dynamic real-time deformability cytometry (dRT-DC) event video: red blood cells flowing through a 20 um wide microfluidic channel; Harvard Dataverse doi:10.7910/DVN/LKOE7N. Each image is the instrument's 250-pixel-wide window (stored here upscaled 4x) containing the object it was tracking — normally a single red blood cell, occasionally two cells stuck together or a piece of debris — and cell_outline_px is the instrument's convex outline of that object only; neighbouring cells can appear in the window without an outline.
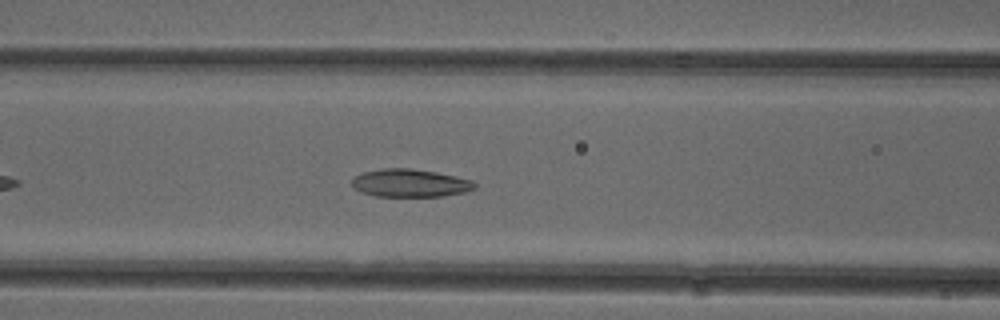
{"species": "common noctule bat (a hibernating species)", "species_latin": "Nyctalus noctula", "temperature_condition": "cold", "stored_images_in_passage": 33, "camera_frame_rate_fps": 3000, "um_per_image_px": 0.085, "animal": {"sex": "female"}, "frame": {"image": 1, "passage_image": 10, "time_ms": 3.0, "image_size_px": [1000, 320], "cell_outline_px": [[476, 188], [464, 192], [440, 196], [376, 196], [360, 192], [352, 184], [352, 180], [356, 176], [364, 172], [384, 168], [412, 168], [436, 172], [472, 180], [476, 184]], "centroid_in_image_um": [34.87, 15.56], "position_along_channel_um": 131.7, "area_um2": 19.77}}
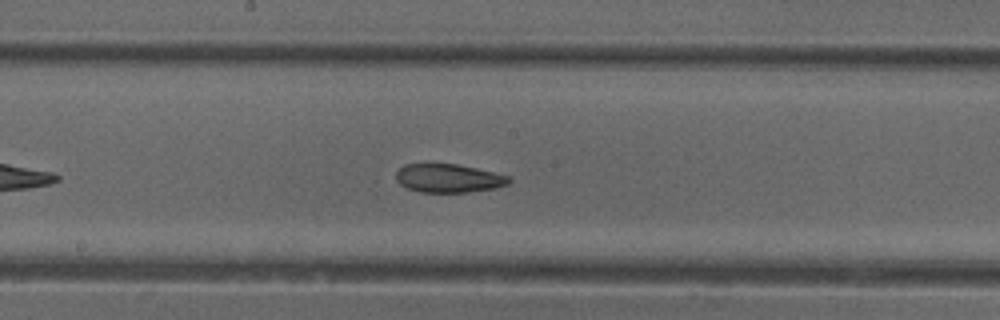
{"frame": {"image": 2, "passage_image": 16, "time_ms": 5.0, "image_size_px": [1000, 320], "cell_outline_px": [[512, 180], [508, 184], [496, 188], [468, 192], [420, 192], [408, 188], [400, 184], [396, 180], [396, 172], [404, 164], [456, 164], [476, 168], [508, 176]], "centroid_in_image_um": [38.12, 15.15], "position_along_channel_um": 210.1, "area_um2": 18.67}}
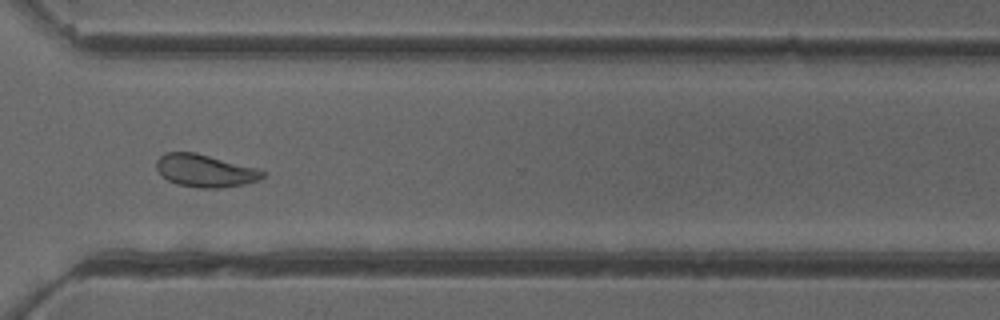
{"frame": {"image": 3, "passage_image": 27, "time_ms": 8.667, "image_size_px": [1000, 320], "cell_outline_px": [[264, 176], [256, 180], [244, 184], [220, 188], [200, 188], [176, 184], [168, 180], [156, 168], [156, 160], [164, 152], [196, 152], [260, 168], [264, 172]], "centroid_in_image_um": [17.44, 14.49], "position_along_channel_um": 353.2, "area_um2": 20.29}, "authors_computed_cell_mechanics": {"area_um2": 19.9988, "velocity_mm_per_s": 3.9095, "shape_relaxation_time_tau1_ms": null, "shape_relaxation_time_tau2_ms": 2.6059, "deformation_change_tau1": null, "deformation_change_tau2": 0.0759}}